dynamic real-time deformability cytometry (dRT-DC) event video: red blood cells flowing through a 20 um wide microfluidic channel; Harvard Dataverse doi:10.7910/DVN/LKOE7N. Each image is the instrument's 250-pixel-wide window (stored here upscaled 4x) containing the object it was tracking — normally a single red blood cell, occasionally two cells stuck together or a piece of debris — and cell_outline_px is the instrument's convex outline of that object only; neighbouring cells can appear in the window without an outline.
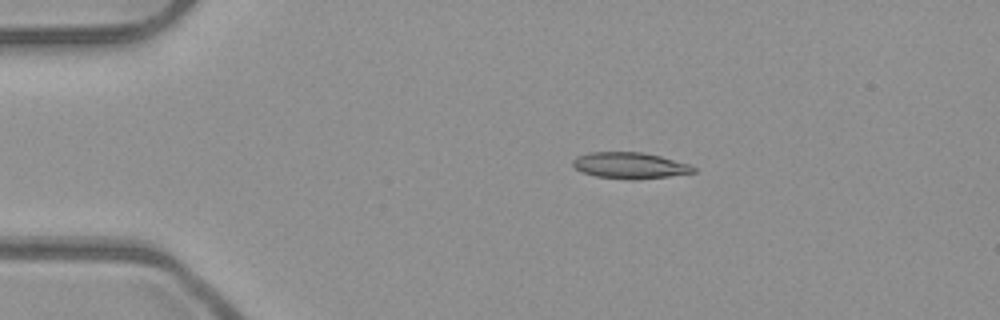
{"species": "common noctule bat (a hibernating species)", "species_latin": "Nyctalus noctula", "temperature_condition": "room temperature", "stored_images_in_passage": 5, "camera_frame_rate_fps": 3000, "um_per_image_px": 0.085, "animal": {"sex": "male", "body_mass_g": 23.1, "forearm_length_mm": 52.7}, "frame": {"image": 1, "passage_image": 1, "time_ms": 0.0, "image_size_px": [1000, 320], "cell_outline_px": [[696, 172], [668, 176], [636, 180], [628, 180], [596, 176], [580, 172], [572, 164], [572, 160], [576, 156], [588, 152], [640, 152], [660, 156], [688, 164], [696, 168]], "centroid_in_image_um": [53.49, 14.07], "position_along_channel_um": 31.5, "area_um2": 18.5}}
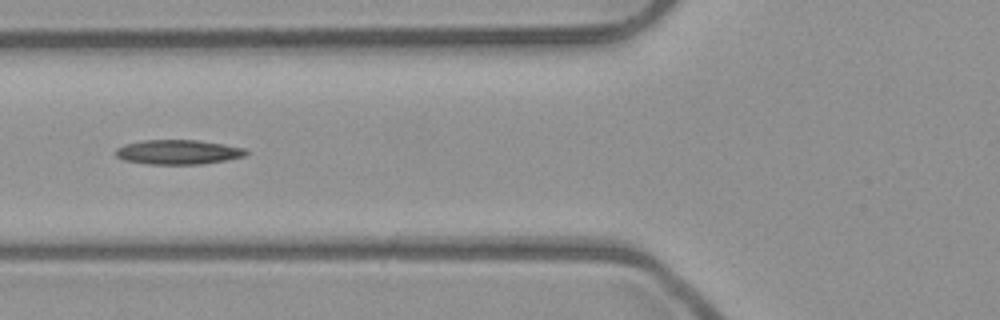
{"frame": {"image": 2, "passage_image": 4, "time_ms": 1.0, "image_size_px": [1000, 320], "cell_outline_px": [[248, 152], [244, 156], [228, 160], [204, 164], [148, 164], [124, 160], [116, 156], [116, 148], [124, 144], [144, 140], [196, 140], [224, 144], [244, 148]], "centroid_in_image_um": [15.14, 12.93], "position_along_channel_um": 110.7, "area_um2": 18.67}}
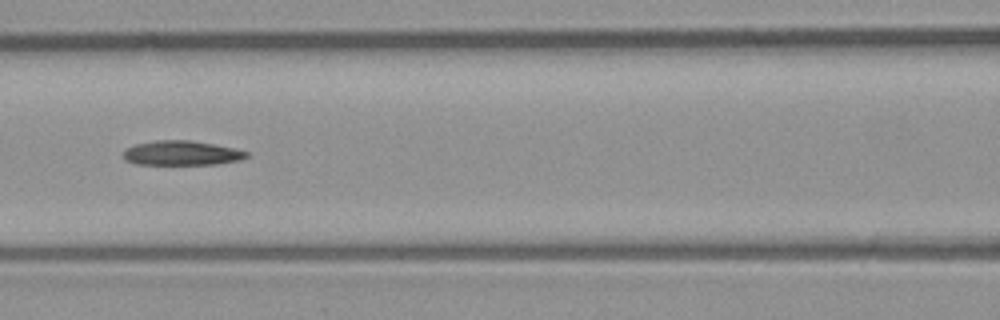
{"frame": {"image": 3, "passage_image": 5, "time_ms": 1.333, "image_size_px": [1000, 320], "cell_outline_px": [[248, 156], [240, 160], [216, 164], [136, 164], [124, 160], [120, 156], [124, 148], [136, 144], [156, 140], [192, 140], [232, 148], [248, 152]], "centroid_in_image_um": [15.35, 13.01], "position_along_channel_um": 151.3, "area_um2": 17.69}}